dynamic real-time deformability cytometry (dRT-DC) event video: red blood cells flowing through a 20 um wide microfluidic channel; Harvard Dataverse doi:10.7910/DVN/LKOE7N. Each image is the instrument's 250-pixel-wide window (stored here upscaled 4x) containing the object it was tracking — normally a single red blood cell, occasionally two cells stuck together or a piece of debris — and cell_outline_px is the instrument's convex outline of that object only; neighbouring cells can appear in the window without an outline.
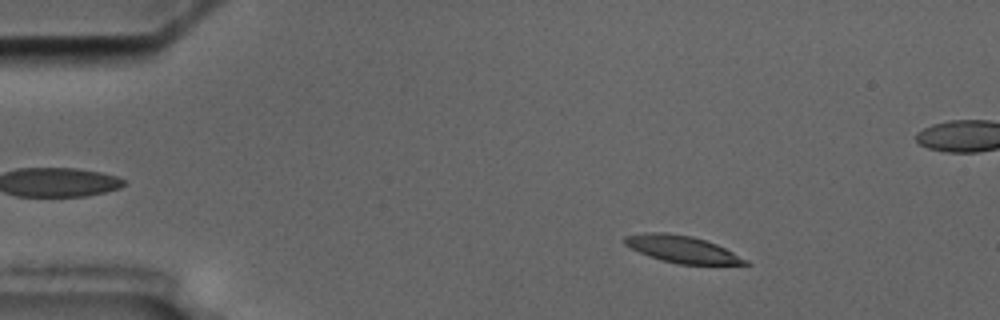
{"species": "common noctule bat (a hibernating species)", "species_latin": "Nyctalus noctula", "temperature_condition": "cold", "stored_images_in_passage": 57, "camera_frame_rate_fps": 3000, "um_per_image_px": 0.085, "animal": {"sex": "male", "body_mass_g": 17.5, "forearm_length_mm": 52.3}, "frame": {"image": 1, "passage_image": 8, "time_ms": 2.333, "image_size_px": [1000, 320], "cell_outline_px": [[752, 264], [680, 264], [664, 260], [640, 252], [624, 244], [624, 236], [644, 232], [668, 232], [692, 236], [716, 244], [748, 260]], "centroid_in_image_um": [57.97, 21.16], "position_along_channel_um": 27.0, "area_um2": 18.61}}
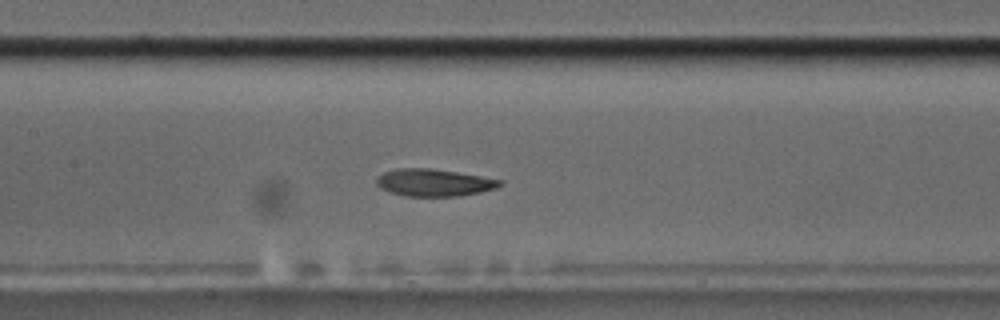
{"frame": {"image": 2, "passage_image": 26, "time_ms": 8.333, "image_size_px": [1000, 320], "cell_outline_px": [[504, 184], [496, 188], [480, 192], [460, 196], [404, 196], [388, 192], [380, 188], [376, 184], [376, 176], [384, 172], [396, 168], [428, 168], [456, 172], [504, 180]], "centroid_in_image_um": [36.86, 15.52], "position_along_channel_um": 170.5, "area_um2": 19.77}}
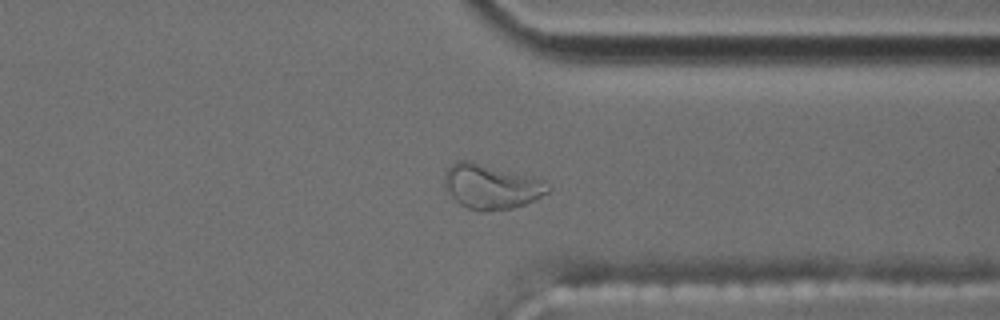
{"frame": {"image": 3, "passage_image": 43, "time_ms": 14.0, "image_size_px": [1000, 320], "cell_outline_px": [[552, 188], [548, 192], [536, 200], [512, 208], [484, 212], [480, 212], [468, 208], [460, 204], [444, 188], [444, 172], [456, 160], [468, 160], [532, 176], [544, 180]], "centroid_in_image_um": [41.75, 15.86], "position_along_channel_um": 369.6, "area_um2": 27.22}, "authors_computed_cell_mechanics": {"area_um2": 19.8254, "velocity_mm_per_s": 3.5297, "shape_relaxation_time_tau1_ms": null, "shape_relaxation_time_tau2_ms": 10.2518, "deformation_change_tau1": null, "deformation_change_tau2": 0.1749}}